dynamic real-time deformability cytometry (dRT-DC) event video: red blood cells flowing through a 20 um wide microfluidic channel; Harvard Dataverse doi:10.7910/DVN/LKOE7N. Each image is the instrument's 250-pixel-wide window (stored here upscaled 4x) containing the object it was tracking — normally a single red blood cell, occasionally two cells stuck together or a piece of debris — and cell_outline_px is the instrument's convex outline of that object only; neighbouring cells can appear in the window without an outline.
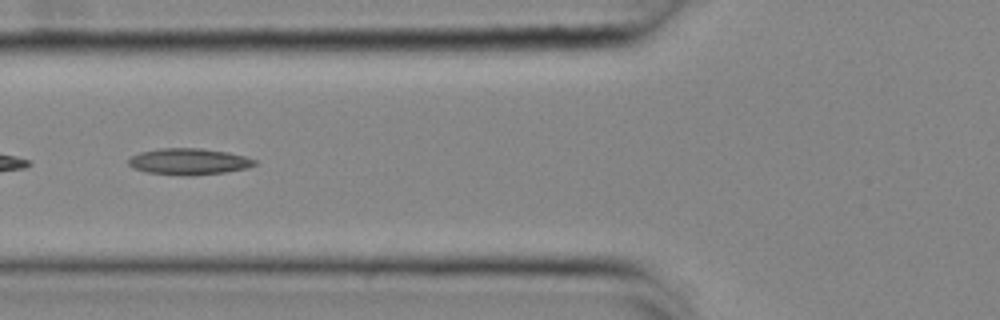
{"species": "common noctule bat (a hibernating species)", "species_latin": "Nyctalus noctula", "temperature_condition": "cold", "stored_images_in_passage": 39, "segment_of_instrument_passage": [2, 2], "camera_frame_rate_fps": 3000, "um_per_image_px": 0.085, "animal": {"sex": "female", "body_mass_g": 25.1}, "frame": {"image": 1, "passage_image": 9, "time_ms": 2.667, "image_size_px": [1000, 320], "cell_outline_px": [[256, 164], [248, 168], [224, 172], [192, 176], [148, 172], [132, 168], [128, 164], [128, 160], [132, 156], [140, 152], [160, 148], [200, 148], [228, 152], [244, 156], [256, 160]], "centroid_in_image_um": [16.05, 13.73], "position_along_channel_um": 109.7, "area_um2": 19.31}}
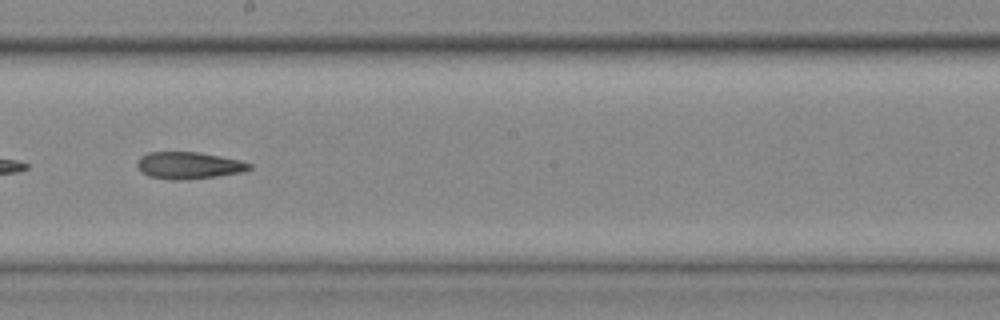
{"frame": {"image": 2, "passage_image": 19, "time_ms": 6.0, "image_size_px": [1000, 320], "cell_outline_px": [[252, 168], [244, 172], [216, 176], [184, 180], [172, 180], [148, 176], [140, 172], [136, 164], [140, 156], [148, 152], [200, 152], [240, 160], [252, 164]], "centroid_in_image_um": [16.03, 14.06], "position_along_channel_um": 232.2, "area_um2": 17.8}}
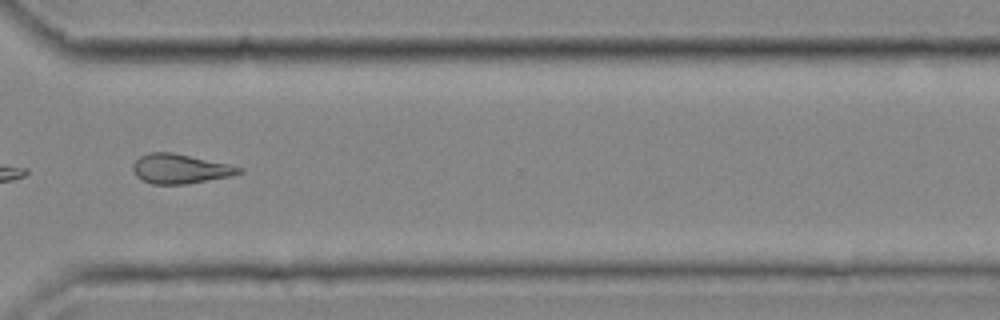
{"frame": {"image": 3, "passage_image": 29, "time_ms": 9.333, "image_size_px": [1000, 320], "cell_outline_px": [[244, 172], [232, 176], [188, 184], [152, 184], [136, 176], [132, 168], [132, 164], [140, 156], [148, 152], [172, 152], [228, 164], [244, 168]], "centroid_in_image_um": [15.33, 14.35], "position_along_channel_um": 355.3, "area_um2": 18.32}}